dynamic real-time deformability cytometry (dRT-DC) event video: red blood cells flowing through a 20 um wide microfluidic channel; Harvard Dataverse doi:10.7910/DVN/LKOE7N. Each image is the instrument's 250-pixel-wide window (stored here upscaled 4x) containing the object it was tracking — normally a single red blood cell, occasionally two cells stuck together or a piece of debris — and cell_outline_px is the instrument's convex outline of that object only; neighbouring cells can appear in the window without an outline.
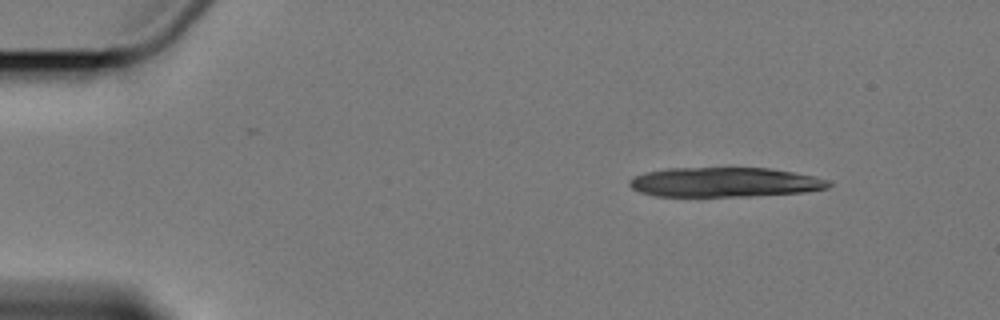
{"species": "Egyptian fruit bat (a non-hibernating species)", "species_latin": "Rousettus aegyptiacus", "temperature_condition": "cold", "stored_images_in_passage": 5, "camera_frame_rate_fps": 3000, "um_per_image_px": 0.085, "animal": {"sex": "female"}, "frame": {"image": 1, "passage_image": 1, "time_ms": 0.0, "image_size_px": [1000, 320], "cell_outline_px": [[832, 184], [828, 188], [804, 192], [748, 196], [656, 196], [640, 192], [632, 188], [628, 184], [628, 180], [632, 176], [644, 172], [668, 168], [768, 168], [792, 172], [812, 176], [828, 180]], "centroid_in_image_um": [61.54, 15.49], "position_along_channel_um": 23.5, "area_um2": 34.33}}